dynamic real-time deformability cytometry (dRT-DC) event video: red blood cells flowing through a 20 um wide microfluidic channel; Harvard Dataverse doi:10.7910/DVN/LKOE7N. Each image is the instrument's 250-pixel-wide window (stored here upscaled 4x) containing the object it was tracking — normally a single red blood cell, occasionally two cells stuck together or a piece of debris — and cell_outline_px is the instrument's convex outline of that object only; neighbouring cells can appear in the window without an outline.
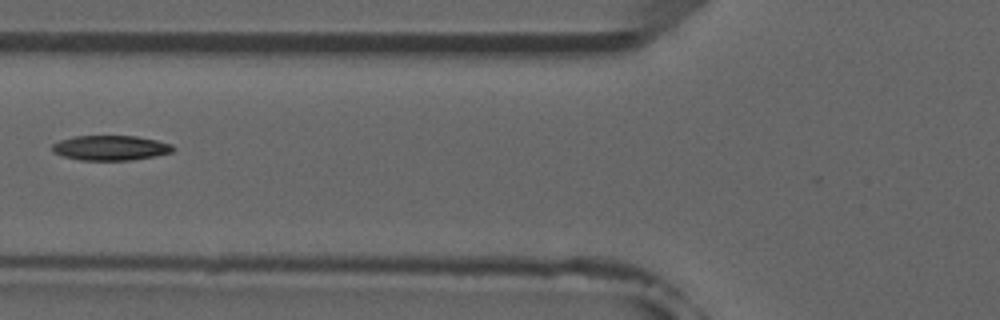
{"species": "common noctule bat (a hibernating species)", "species_latin": "Nyctalus noctula", "temperature_condition": "room temperature", "stored_images_in_passage": 3, "camera_frame_rate_fps": 3000, "um_per_image_px": 0.085, "animal": {"sex": "male", "forearm_length_mm": 52.5}, "frame": {"image": 1, "passage_image": 2, "time_ms": 1.333, "image_size_px": [1000, 320], "cell_outline_px": [[176, 148], [172, 152], [156, 156], [132, 160], [80, 160], [64, 156], [52, 152], [52, 144], [60, 140], [72, 136], [136, 136], [156, 140], [172, 144]], "centroid_in_image_um": [9.41, 12.57], "position_along_channel_um": 116.4, "area_um2": 17.63}}
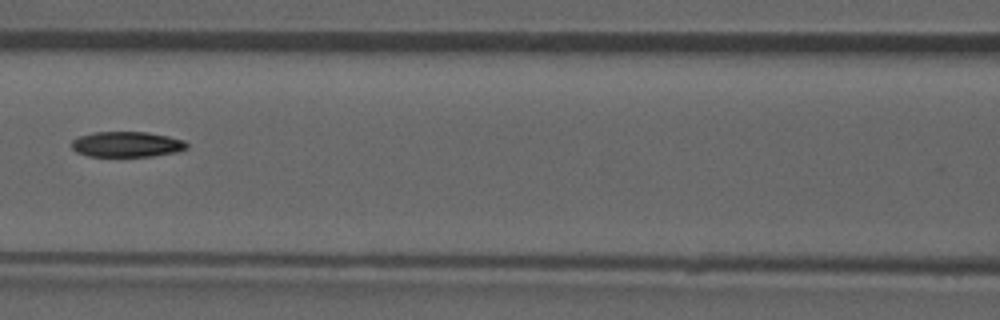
{"frame": {"image": 2, "passage_image": 3, "time_ms": 2.333, "image_size_px": [1000, 320], "cell_outline_px": [[188, 148], [176, 152], [152, 156], [88, 156], [76, 152], [72, 148], [72, 140], [80, 136], [92, 132], [148, 132], [168, 136], [184, 140], [188, 144]], "centroid_in_image_um": [10.79, 12.26], "position_along_channel_um": 155.8, "area_um2": 17.11}}